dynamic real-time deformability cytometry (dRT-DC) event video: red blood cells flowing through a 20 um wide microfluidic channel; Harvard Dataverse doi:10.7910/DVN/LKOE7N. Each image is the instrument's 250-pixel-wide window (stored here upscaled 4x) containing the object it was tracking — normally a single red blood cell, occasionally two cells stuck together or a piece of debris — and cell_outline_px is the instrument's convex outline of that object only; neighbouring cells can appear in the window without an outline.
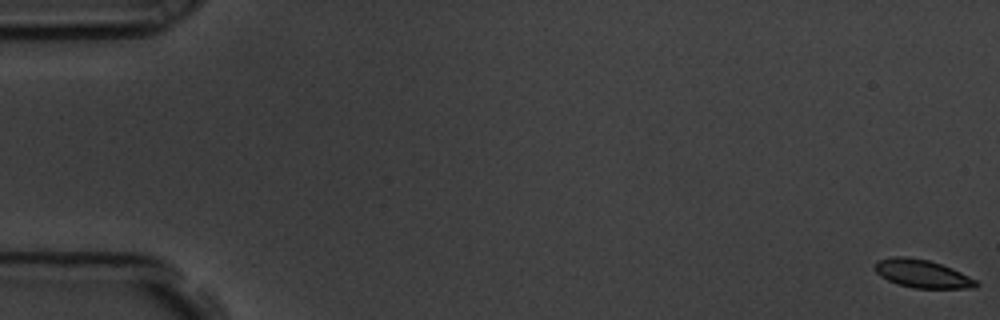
{"species": "common noctule bat (a hibernating species)", "species_latin": "Nyctalus noctula", "temperature_condition": "room temperature", "stored_images_in_passage": 19, "camera_frame_rate_fps": 3000, "um_per_image_px": 0.085, "animal": {"sex": "male", "body_mass_g": 19.5, "forearm_length_mm": 54.6}, "frame": {"image": 1, "passage_image": 1, "time_ms": 0.0, "image_size_px": [1000, 320], "cell_outline_px": [[980, 284], [976, 288], [916, 288], [900, 284], [888, 280], [880, 276], [876, 272], [876, 260], [896, 256], [904, 256], [928, 260], [952, 268], [976, 280]], "centroid_in_image_um": [78.4, 23.26], "position_along_channel_um": 6.6, "area_um2": 16.36}}